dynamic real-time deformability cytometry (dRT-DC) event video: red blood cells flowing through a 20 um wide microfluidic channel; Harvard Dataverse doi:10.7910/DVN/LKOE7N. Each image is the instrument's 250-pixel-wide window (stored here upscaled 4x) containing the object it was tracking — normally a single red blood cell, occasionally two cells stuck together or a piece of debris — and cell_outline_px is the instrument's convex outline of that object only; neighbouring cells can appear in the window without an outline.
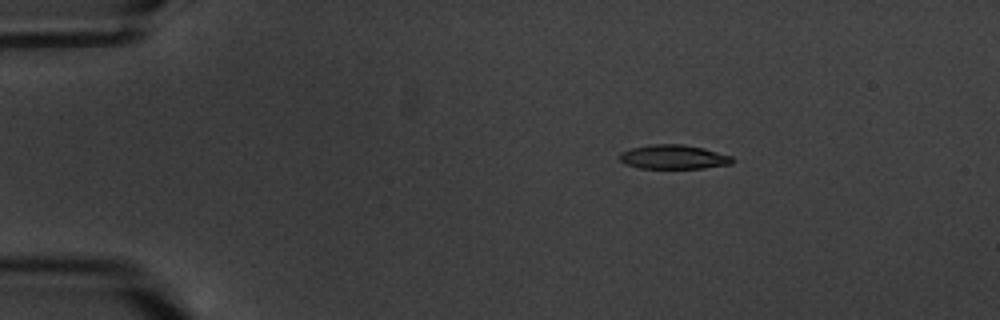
{"species": "common noctule bat (a hibernating species)", "species_latin": "Nyctalus noctula", "temperature_condition": "warm", "stored_images_in_passage": 10, "camera_frame_rate_fps": 3000, "um_per_image_px": 0.085, "animal": {"sex": "male", "body_mass_g": 20.1, "forearm_length_mm": 53.5}, "frame": {"image": 1, "passage_image": 1, "time_ms": 0.0, "image_size_px": [1000, 320], "cell_outline_px": [[732, 164], [704, 168], [640, 168], [624, 164], [620, 160], [620, 152], [632, 148], [652, 144], [684, 144], [704, 148], [732, 156]], "centroid_in_image_um": [57.25, 13.34], "position_along_channel_um": 27.8, "area_um2": 15.9}}
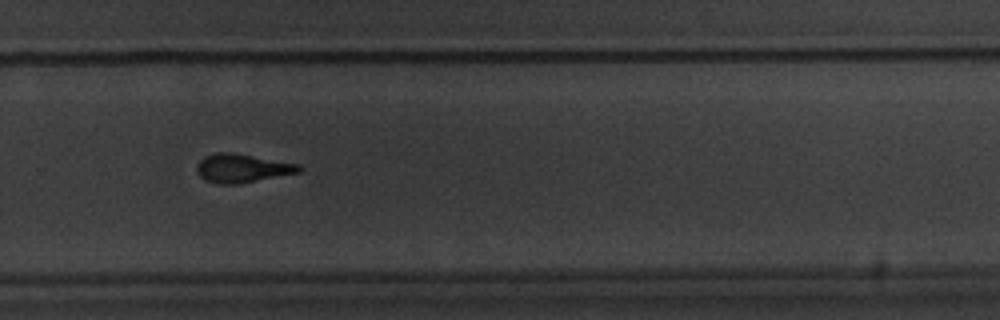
{"frame": {"image": 2, "passage_image": 9, "time_ms": 10.333, "image_size_px": [1000, 320], "cell_outline_px": [[304, 168], [300, 172], [236, 184], [216, 184], [204, 180], [196, 172], [196, 164], [204, 156], [216, 152], [232, 152], [300, 164]], "centroid_in_image_um": [20.55, 14.29], "position_along_channel_um": 309.2, "area_um2": 17.17}}
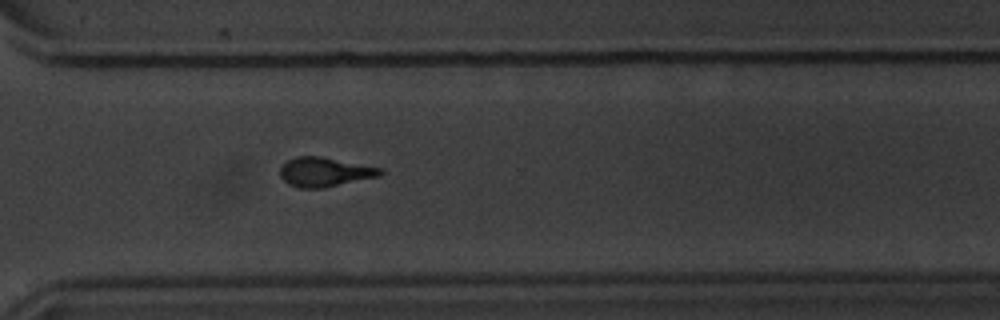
{"frame": {"image": 3, "passage_image": 10, "time_ms": 11.333, "image_size_px": [1000, 320], "cell_outline_px": [[384, 172], [380, 176], [324, 188], [300, 188], [288, 184], [280, 176], [280, 168], [288, 160], [296, 156], [320, 156], [384, 168]], "centroid_in_image_um": [27.63, 14.62], "position_along_channel_um": 343.0, "area_um2": 17.22}}